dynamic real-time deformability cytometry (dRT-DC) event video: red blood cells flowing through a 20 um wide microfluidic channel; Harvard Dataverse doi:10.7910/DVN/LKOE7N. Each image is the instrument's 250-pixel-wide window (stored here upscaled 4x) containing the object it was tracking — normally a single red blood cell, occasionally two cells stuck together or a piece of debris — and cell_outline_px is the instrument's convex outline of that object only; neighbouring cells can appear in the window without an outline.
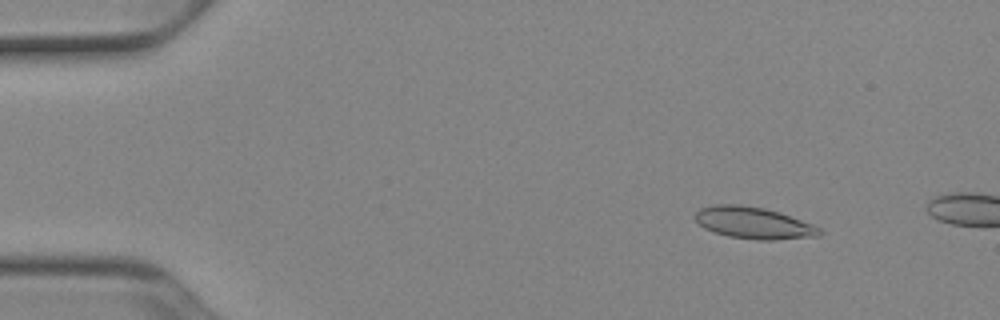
{"species": "Egyptian fruit bat (a non-hibernating species)", "species_latin": "Rousettus aegyptiacus", "temperature_condition": "cold", "stored_images_in_passage": 7, "camera_frame_rate_fps": 3000, "um_per_image_px": 0.085, "animal": {"sex": "female"}, "frame": {"image": 1, "passage_image": 2, "time_ms": 0.333, "image_size_px": [1000, 320], "cell_outline_px": [[824, 232], [820, 236], [776, 240], [756, 240], [728, 236], [712, 232], [704, 228], [692, 216], [700, 208], [712, 204], [740, 204], [764, 208], [780, 212], [812, 224], [820, 228]], "centroid_in_image_um": [64.04, 18.95], "position_along_channel_um": 21.0, "area_um2": 23.35}}